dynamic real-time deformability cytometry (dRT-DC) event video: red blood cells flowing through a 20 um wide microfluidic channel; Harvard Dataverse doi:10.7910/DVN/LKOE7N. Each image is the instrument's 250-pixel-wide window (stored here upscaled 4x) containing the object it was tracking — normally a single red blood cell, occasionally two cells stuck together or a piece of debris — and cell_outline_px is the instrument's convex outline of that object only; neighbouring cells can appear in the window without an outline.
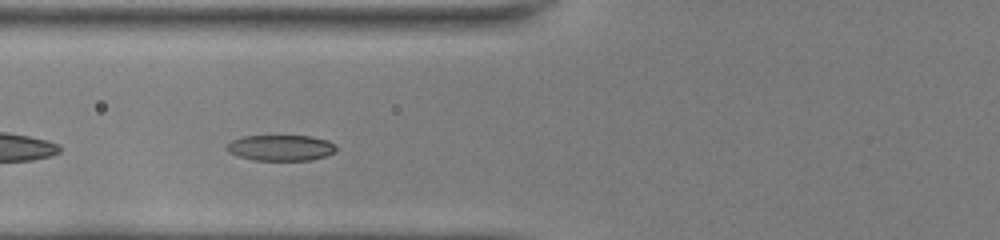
{"species": "common noctule bat (a hibernating species)", "species_latin": "Nyctalus noctula", "temperature_condition": "room temperature", "stored_images_in_passage": 35, "camera_frame_rate_fps": 3000, "um_per_image_px": 0.085, "animal": {"sex": "female", "body_mass_g": 22.0, "forearm_length_mm": 56.7}, "frame": {"image": 1, "passage_image": 10, "time_ms": 3.0, "image_size_px": [1000, 240], "cell_outline_px": [[336, 152], [312, 160], [252, 160], [236, 156], [228, 152], [224, 148], [232, 140], [244, 136], [312, 136], [328, 140], [336, 144]], "centroid_in_image_um": [23.86, 12.56], "position_along_channel_um": 101.9, "area_um2": 16.65}}
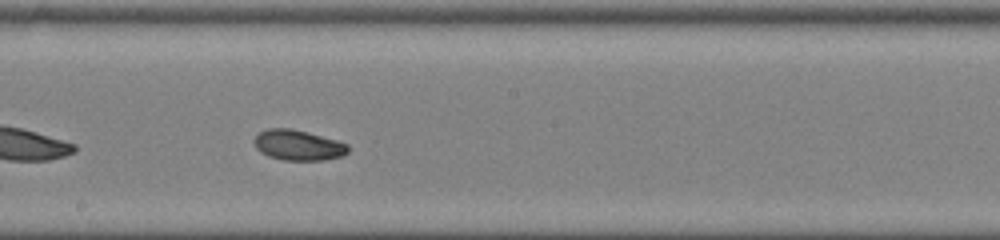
{"frame": {"image": 2, "passage_image": 19, "time_ms": 6.0, "image_size_px": [1000, 240], "cell_outline_px": [[348, 152], [344, 156], [324, 160], [284, 160], [268, 156], [260, 152], [256, 148], [252, 140], [260, 132], [268, 128], [292, 128], [308, 132], [336, 140], [348, 144]], "centroid_in_image_um": [25.33, 12.34], "position_along_channel_um": 222.9, "area_um2": 16.76}}
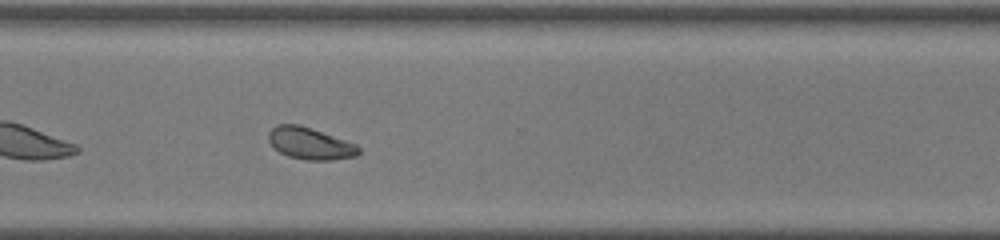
{"frame": {"image": 3, "passage_image": 28, "time_ms": 9.0, "image_size_px": [1000, 240], "cell_outline_px": [[360, 152], [356, 156], [332, 160], [304, 160], [288, 156], [280, 152], [268, 140], [268, 132], [276, 124], [300, 124], [356, 144], [360, 148]], "centroid_in_image_um": [26.35, 12.19], "position_along_channel_um": 344.3, "area_um2": 16.7}, "authors_computed_cell_mechanics": {"area_um2": 16.9354, "velocity_mm_per_s": 4.0366, "shape_relaxation_time_tau1_ms": 2.7714, "shape_relaxation_time_tau2_ms": 5.7538, "deformation_change_tau1": 0.1195, "deformation_change_tau2": 0.0866}}